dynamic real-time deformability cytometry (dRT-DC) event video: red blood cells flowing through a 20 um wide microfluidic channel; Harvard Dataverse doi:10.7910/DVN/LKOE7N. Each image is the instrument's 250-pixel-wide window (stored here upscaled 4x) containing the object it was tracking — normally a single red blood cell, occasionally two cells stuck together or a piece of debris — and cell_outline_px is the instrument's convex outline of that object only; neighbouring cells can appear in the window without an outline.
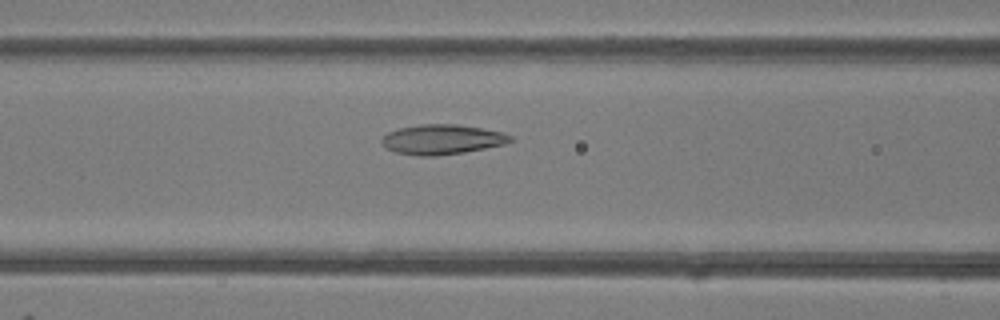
{"species": "common noctule bat (a hibernating species)", "species_latin": "Nyctalus noctula", "temperature_condition": "room temperature", "stored_images_in_passage": 50, "camera_frame_rate_fps": 3000, "um_per_image_px": 0.085, "animal": {"sex": "female"}, "frame": {"image": 1, "passage_image": 21, "time_ms": 6.667, "image_size_px": [1000, 320], "cell_outline_px": [[512, 140], [504, 144], [464, 152], [436, 156], [420, 156], [396, 152], [388, 148], [380, 140], [388, 132], [400, 128], [420, 124], [456, 124], [504, 132], [512, 136]], "centroid_in_image_um": [37.58, 11.85], "position_along_channel_um": 129.0, "area_um2": 22.14}}
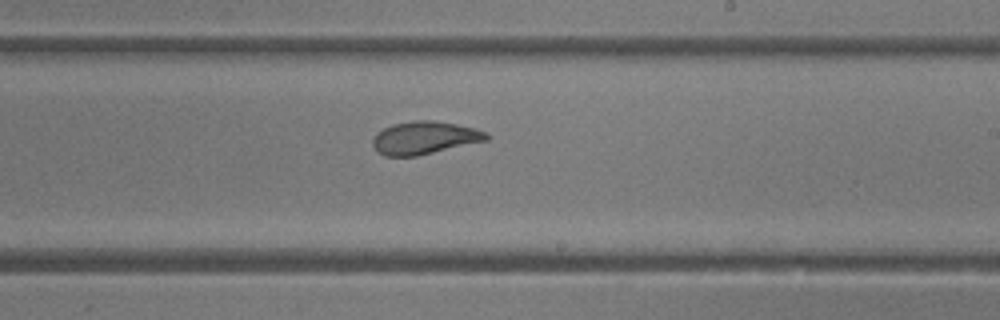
{"frame": {"image": 2, "passage_image": 30, "time_ms": 9.667, "image_size_px": [1000, 320], "cell_outline_px": [[488, 140], [416, 156], [384, 156], [372, 144], [372, 140], [376, 132], [392, 124], [412, 120], [432, 120], [456, 124], [476, 128], [488, 132]], "centroid_in_image_um": [36.09, 11.7], "position_along_channel_um": 252.9, "area_um2": 21.73}}
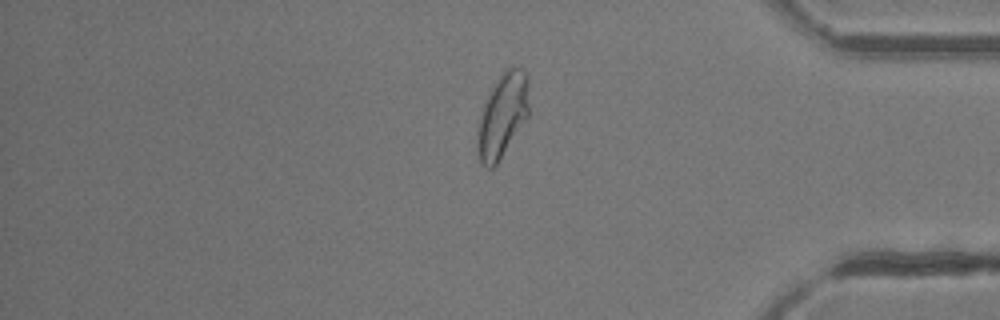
{"frame": {"image": 3, "passage_image": 42, "time_ms": 13.667, "image_size_px": [1000, 320], "cell_outline_px": [[528, 116], [496, 164], [492, 168], [484, 168], [480, 160], [476, 148], [476, 136], [480, 116], [484, 104], [496, 80], [504, 68], [520, 68], [528, 76]], "centroid_in_image_um": [42.69, 9.82], "position_along_channel_um": 392.5, "area_um2": 24.97}, "authors_computed_cell_mechanics": {"area_um2": 24.0448, "velocity_mm_per_s": 4.1381, "shape_relaxation_time_tau1_ms": 6.6327, "shape_relaxation_time_tau2_ms": 1.391, "deformation_change_tau1": 0.1899, "deformation_change_tau2": 0.0579}}